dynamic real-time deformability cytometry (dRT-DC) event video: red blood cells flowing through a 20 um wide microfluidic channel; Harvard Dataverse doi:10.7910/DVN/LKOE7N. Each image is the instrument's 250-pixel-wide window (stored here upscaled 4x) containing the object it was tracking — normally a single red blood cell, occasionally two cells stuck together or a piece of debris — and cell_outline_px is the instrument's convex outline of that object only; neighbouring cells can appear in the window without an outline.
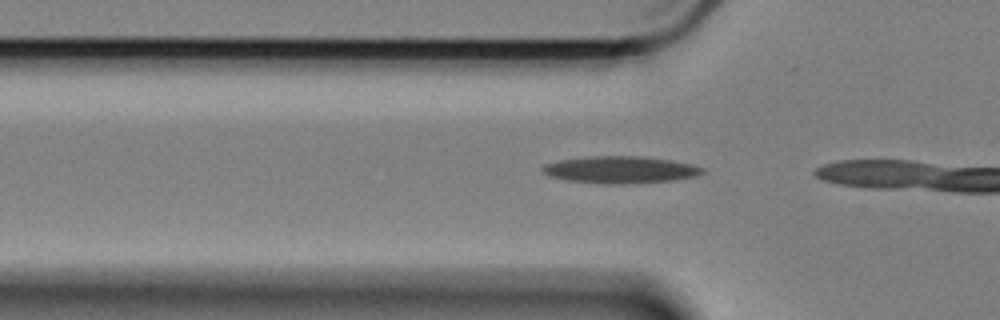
{"species": "Egyptian fruit bat (a non-hibernating species)", "species_latin": "Rousettus aegyptiacus", "temperature_condition": "cold", "stored_images_in_passage": 8, "camera_frame_rate_fps": 3000, "um_per_image_px": 0.085, "animal": {"sex": "female"}, "frame": {"image": 1, "passage_image": 6, "time_ms": 1.667, "image_size_px": [1000, 320], "cell_outline_px": [[704, 172], [696, 176], [672, 180], [620, 184], [608, 184], [568, 180], [548, 176], [540, 172], [540, 168], [544, 164], [560, 160], [592, 156], [644, 156], [672, 160], [692, 164], [704, 168]], "centroid_in_image_um": [52.7, 14.42], "position_along_channel_um": 73.1, "area_um2": 25.2}}